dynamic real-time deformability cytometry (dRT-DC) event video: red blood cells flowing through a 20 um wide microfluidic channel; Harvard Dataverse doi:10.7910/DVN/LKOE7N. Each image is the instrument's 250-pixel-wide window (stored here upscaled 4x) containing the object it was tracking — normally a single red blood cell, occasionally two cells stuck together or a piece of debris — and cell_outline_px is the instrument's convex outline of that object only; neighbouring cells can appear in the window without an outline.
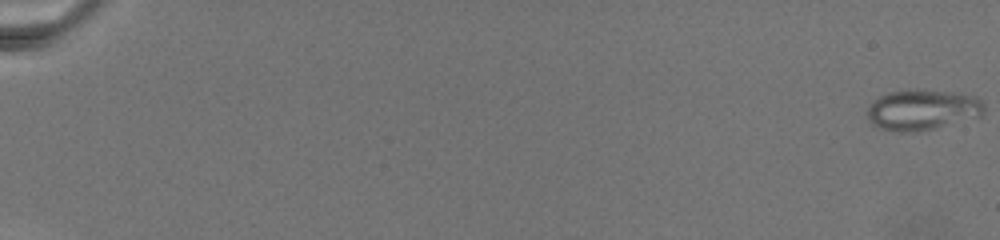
{"species": "common noctule bat (a hibernating species)", "species_latin": "Nyctalus noctula", "temperature_condition": "warm", "stored_images_in_passage": 33, "camera_frame_rate_fps": 3000, "um_per_image_px": 0.085, "animal": {"sex": "female", "body_mass_g": 19.5, "forearm_length_mm": 54.1}, "frame": {"image": 1, "passage_image": 1, "time_ms": 0.0, "image_size_px": [1000, 240], "cell_outline_px": [[984, 112], [980, 116], [936, 128], [916, 132], [896, 132], [880, 128], [872, 124], [868, 116], [868, 108], [872, 100], [888, 92], [916, 88], [952, 92], [976, 96], [984, 104]], "centroid_in_image_um": [78.39, 9.32], "position_along_channel_um": 6.6, "area_um2": 27.92}}
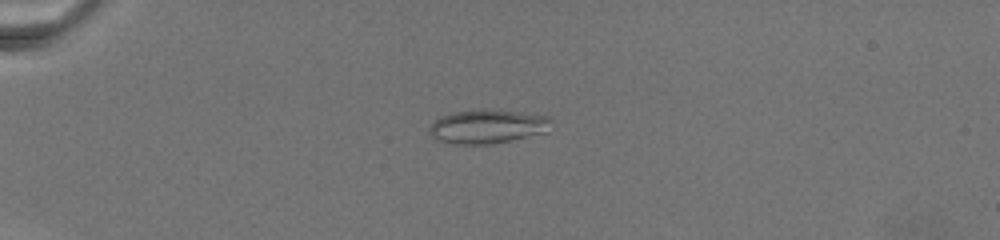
{"frame": {"image": 2, "passage_image": 27, "time_ms": 7.333, "image_size_px": [1000, 240], "cell_outline_px": [[552, 120], [544, 132], [512, 140], [492, 144], [452, 144], [436, 140], [428, 132], [428, 128], [440, 116], [452, 112], [480, 108], [488, 108], [552, 116]], "centroid_in_image_um": [41.39, 10.73], "position_along_channel_um": 43.6, "area_um2": 24.39}}